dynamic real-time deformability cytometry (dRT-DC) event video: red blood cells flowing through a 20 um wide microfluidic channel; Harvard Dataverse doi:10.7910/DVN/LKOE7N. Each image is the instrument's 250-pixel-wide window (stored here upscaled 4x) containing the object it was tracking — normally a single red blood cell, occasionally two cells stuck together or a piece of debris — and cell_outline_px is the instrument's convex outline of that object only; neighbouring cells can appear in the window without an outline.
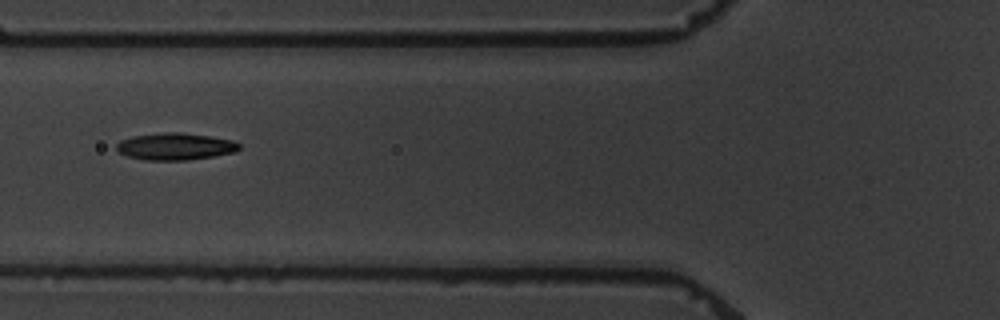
{"species": "common noctule bat (a hibernating species)", "species_latin": "Nyctalus noctula", "temperature_condition": "warm", "stored_images_in_passage": 9, "camera_frame_rate_fps": 3000, "um_per_image_px": 0.085, "animal": {"sex": "male", "body_mass_g": 19.5, "forearm_length_mm": 54.6}, "frame": {"image": 1, "passage_image": 6, "time_ms": 6.0, "image_size_px": [1000, 320], "cell_outline_px": [[240, 148], [236, 152], [188, 160], [144, 160], [128, 156], [120, 152], [116, 148], [116, 144], [120, 140], [132, 136], [164, 132], [180, 132], [208, 136], [232, 140], [240, 144]], "centroid_in_image_um": [14.89, 12.45], "position_along_channel_um": 110.9, "area_um2": 19.25}}
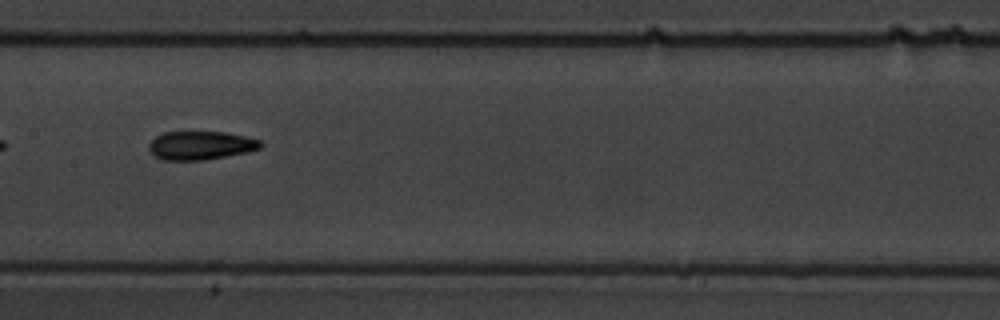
{"frame": {"image": 2, "passage_image": 8, "time_ms": 8.333, "image_size_px": [1000, 320], "cell_outline_px": [[264, 144], [260, 148], [248, 152], [204, 160], [164, 160], [152, 156], [148, 148], [148, 144], [156, 136], [164, 132], [224, 132], [244, 136], [260, 140]], "centroid_in_image_um": [17.03, 12.37], "position_along_channel_um": 190.4, "area_um2": 18.67}}
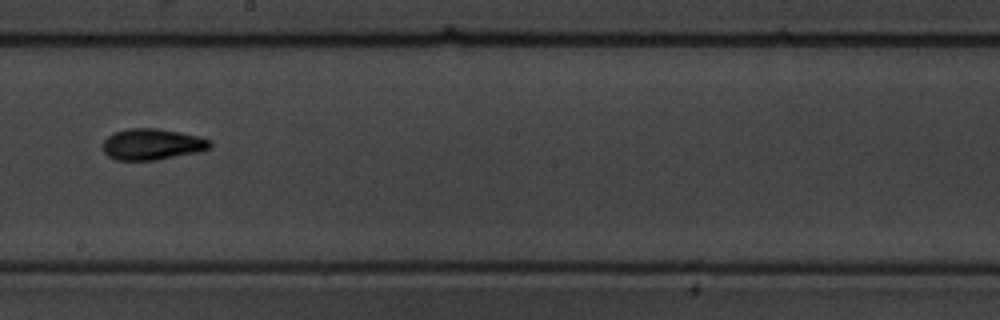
{"frame": {"image": 3, "passage_image": 9, "time_ms": 9.667, "image_size_px": [1000, 320], "cell_outline_px": [[212, 144], [208, 148], [196, 152], [156, 160], [116, 160], [108, 156], [104, 152], [104, 140], [108, 136], [116, 132], [128, 128], [156, 128], [180, 132], [212, 140]], "centroid_in_image_um": [12.92, 12.26], "position_along_channel_um": 235.3, "area_um2": 19.25}}